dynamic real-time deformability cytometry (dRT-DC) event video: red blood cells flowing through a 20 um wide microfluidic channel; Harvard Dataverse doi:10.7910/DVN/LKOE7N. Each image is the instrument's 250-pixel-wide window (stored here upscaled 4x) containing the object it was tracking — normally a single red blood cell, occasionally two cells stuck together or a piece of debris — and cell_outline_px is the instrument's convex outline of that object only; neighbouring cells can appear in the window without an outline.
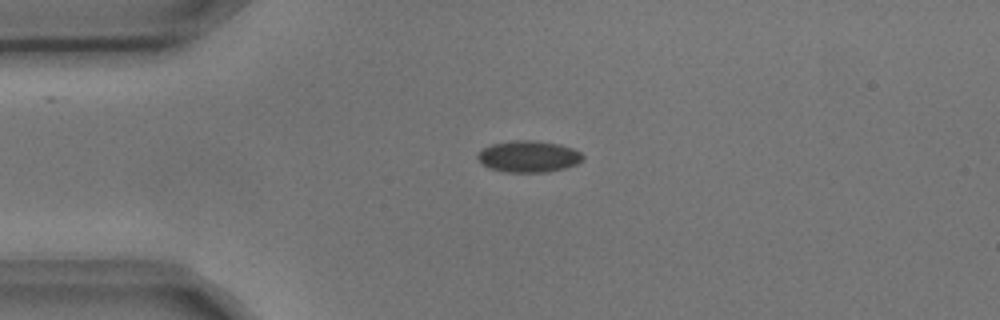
{"species": "common noctule bat (a hibernating species)", "species_latin": "Nyctalus noctula", "temperature_condition": "cold", "stored_images_in_passage": 3, "camera_frame_rate_fps": 3000, "um_per_image_px": 0.085, "animal": {"sex": "male", "body_mass_g": 17.9, "forearm_length_mm": 54.2}, "frame": {"image": 1, "passage_image": 2, "time_ms": 0.333, "image_size_px": [1000, 320], "cell_outline_px": [[584, 160], [576, 164], [564, 168], [548, 172], [504, 172], [488, 168], [480, 164], [476, 156], [484, 148], [492, 144], [516, 140], [536, 140], [560, 144], [572, 148], [580, 152], [584, 156]], "centroid_in_image_um": [44.93, 13.31], "position_along_channel_um": 40.1, "area_um2": 19.48}}